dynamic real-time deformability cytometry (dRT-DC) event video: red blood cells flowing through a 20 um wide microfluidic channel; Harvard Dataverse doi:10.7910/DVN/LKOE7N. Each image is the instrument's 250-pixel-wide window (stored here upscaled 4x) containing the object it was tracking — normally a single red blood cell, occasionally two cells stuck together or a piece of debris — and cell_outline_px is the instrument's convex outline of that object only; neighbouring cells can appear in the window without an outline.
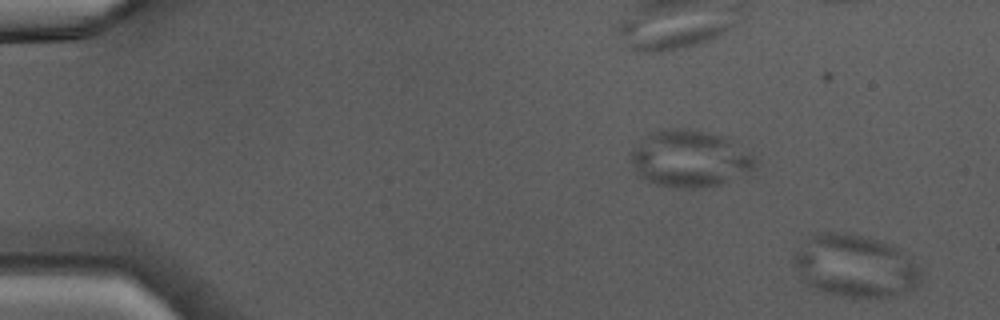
{"species": "Egyptian fruit bat (a non-hibernating species)", "species_latin": "Rousettus aegyptiacus", "temperature_condition": "warm", "stored_images_in_passage": 46, "camera_frame_rate_fps": 3000, "um_per_image_px": 0.085, "animal": {"sex": "male"}, "frame": {"image": 1, "passage_image": 1, "time_ms": 0.0, "image_size_px": [1000, 320], "cell_outline_px": [[920, 284], [916, 292], [892, 296], [832, 296], [808, 284], [804, 280], [792, 264], [792, 256], [812, 236], [820, 232], [848, 232], [892, 244], [900, 248], [916, 264], [920, 272]], "centroid_in_image_um": [72.73, 22.62], "position_along_channel_um": 12.3, "area_um2": 46.41}}